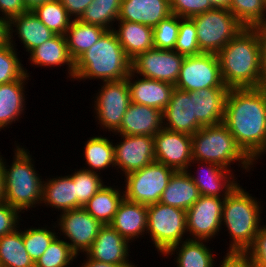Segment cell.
I'll use <instances>...</instances> for the list:
<instances>
[{"mask_svg":"<svg viewBox=\"0 0 266 267\" xmlns=\"http://www.w3.org/2000/svg\"><path fill=\"white\" fill-rule=\"evenodd\" d=\"M118 21H120V28L114 32L131 61L139 54L154 48L152 27L125 20Z\"/></svg>","mask_w":266,"mask_h":267,"instance_id":"d4e9b609","label":"cell"},{"mask_svg":"<svg viewBox=\"0 0 266 267\" xmlns=\"http://www.w3.org/2000/svg\"><path fill=\"white\" fill-rule=\"evenodd\" d=\"M71 178L75 183V197L77 208L83 207L90 198L103 186V182L97 172L80 170L75 172Z\"/></svg>","mask_w":266,"mask_h":267,"instance_id":"ab89813d","label":"cell"},{"mask_svg":"<svg viewBox=\"0 0 266 267\" xmlns=\"http://www.w3.org/2000/svg\"><path fill=\"white\" fill-rule=\"evenodd\" d=\"M60 3L67 10L68 15L75 16V19H79L84 10L93 0H59ZM75 14V15H74Z\"/></svg>","mask_w":266,"mask_h":267,"instance_id":"f907efd6","label":"cell"},{"mask_svg":"<svg viewBox=\"0 0 266 267\" xmlns=\"http://www.w3.org/2000/svg\"><path fill=\"white\" fill-rule=\"evenodd\" d=\"M87 258L88 260L86 261V263H83L84 265L82 264V267H135L134 265H117L96 261L94 259H91L88 255Z\"/></svg>","mask_w":266,"mask_h":267,"instance_id":"db71d44e","label":"cell"},{"mask_svg":"<svg viewBox=\"0 0 266 267\" xmlns=\"http://www.w3.org/2000/svg\"><path fill=\"white\" fill-rule=\"evenodd\" d=\"M162 116L168 121L163 128L169 131L194 135L203 127L195 119L194 97H190V92L177 88L173 89L169 104L163 110Z\"/></svg>","mask_w":266,"mask_h":267,"instance_id":"e0dca14e","label":"cell"},{"mask_svg":"<svg viewBox=\"0 0 266 267\" xmlns=\"http://www.w3.org/2000/svg\"><path fill=\"white\" fill-rule=\"evenodd\" d=\"M213 8L229 10L231 0H209Z\"/></svg>","mask_w":266,"mask_h":267,"instance_id":"6f0895ef","label":"cell"},{"mask_svg":"<svg viewBox=\"0 0 266 267\" xmlns=\"http://www.w3.org/2000/svg\"><path fill=\"white\" fill-rule=\"evenodd\" d=\"M26 151L17 146L11 167L6 169L3 163L5 202L19 212L42 200L43 182L37 176Z\"/></svg>","mask_w":266,"mask_h":267,"instance_id":"8992f818","label":"cell"},{"mask_svg":"<svg viewBox=\"0 0 266 267\" xmlns=\"http://www.w3.org/2000/svg\"><path fill=\"white\" fill-rule=\"evenodd\" d=\"M84 153L87 164L92 168V170L85 169L87 171L102 170L111 164L115 166L114 146L107 138H90L86 143Z\"/></svg>","mask_w":266,"mask_h":267,"instance_id":"74e56055","label":"cell"},{"mask_svg":"<svg viewBox=\"0 0 266 267\" xmlns=\"http://www.w3.org/2000/svg\"><path fill=\"white\" fill-rule=\"evenodd\" d=\"M0 11L4 13V18L9 21L27 12L22 0H0Z\"/></svg>","mask_w":266,"mask_h":267,"instance_id":"681fc988","label":"cell"},{"mask_svg":"<svg viewBox=\"0 0 266 267\" xmlns=\"http://www.w3.org/2000/svg\"><path fill=\"white\" fill-rule=\"evenodd\" d=\"M258 202L238 185L224 198L222 220L232 236L230 252H246L261 226Z\"/></svg>","mask_w":266,"mask_h":267,"instance_id":"277c9868","label":"cell"},{"mask_svg":"<svg viewBox=\"0 0 266 267\" xmlns=\"http://www.w3.org/2000/svg\"><path fill=\"white\" fill-rule=\"evenodd\" d=\"M131 62L114 30H106L99 40L74 62L73 78H99L103 82L123 80L131 72Z\"/></svg>","mask_w":266,"mask_h":267,"instance_id":"3957f363","label":"cell"},{"mask_svg":"<svg viewBox=\"0 0 266 267\" xmlns=\"http://www.w3.org/2000/svg\"><path fill=\"white\" fill-rule=\"evenodd\" d=\"M254 267H266V227H261L253 245L246 251Z\"/></svg>","mask_w":266,"mask_h":267,"instance_id":"bcb514c9","label":"cell"},{"mask_svg":"<svg viewBox=\"0 0 266 267\" xmlns=\"http://www.w3.org/2000/svg\"><path fill=\"white\" fill-rule=\"evenodd\" d=\"M174 172L172 168L154 161L126 174L125 199L147 206L158 203Z\"/></svg>","mask_w":266,"mask_h":267,"instance_id":"9c48e42d","label":"cell"},{"mask_svg":"<svg viewBox=\"0 0 266 267\" xmlns=\"http://www.w3.org/2000/svg\"><path fill=\"white\" fill-rule=\"evenodd\" d=\"M56 233L43 228H31L23 231V241L27 253L35 263L49 247Z\"/></svg>","mask_w":266,"mask_h":267,"instance_id":"7bdbcfd3","label":"cell"},{"mask_svg":"<svg viewBox=\"0 0 266 267\" xmlns=\"http://www.w3.org/2000/svg\"><path fill=\"white\" fill-rule=\"evenodd\" d=\"M109 225L127 241L142 235L147 231V205L124 198Z\"/></svg>","mask_w":266,"mask_h":267,"instance_id":"603a6c76","label":"cell"},{"mask_svg":"<svg viewBox=\"0 0 266 267\" xmlns=\"http://www.w3.org/2000/svg\"><path fill=\"white\" fill-rule=\"evenodd\" d=\"M10 43L9 20L0 17V48Z\"/></svg>","mask_w":266,"mask_h":267,"instance_id":"f5cc1de1","label":"cell"},{"mask_svg":"<svg viewBox=\"0 0 266 267\" xmlns=\"http://www.w3.org/2000/svg\"><path fill=\"white\" fill-rule=\"evenodd\" d=\"M34 65L53 66L67 64L70 76L74 75V61L71 59L65 35H55L29 52Z\"/></svg>","mask_w":266,"mask_h":267,"instance_id":"4316f807","label":"cell"},{"mask_svg":"<svg viewBox=\"0 0 266 267\" xmlns=\"http://www.w3.org/2000/svg\"><path fill=\"white\" fill-rule=\"evenodd\" d=\"M9 24L10 35L13 31L11 27L16 25L17 34L28 52L56 35L40 21L33 11H27L14 17Z\"/></svg>","mask_w":266,"mask_h":267,"instance_id":"484cf974","label":"cell"},{"mask_svg":"<svg viewBox=\"0 0 266 267\" xmlns=\"http://www.w3.org/2000/svg\"><path fill=\"white\" fill-rule=\"evenodd\" d=\"M60 230L71 240L68 243L77 255L78 251L87 252L96 239L103 224L90 215L83 207L62 212Z\"/></svg>","mask_w":266,"mask_h":267,"instance_id":"9a60e30c","label":"cell"},{"mask_svg":"<svg viewBox=\"0 0 266 267\" xmlns=\"http://www.w3.org/2000/svg\"><path fill=\"white\" fill-rule=\"evenodd\" d=\"M229 88H203L190 91L194 97L195 119L204 126L223 123L225 100Z\"/></svg>","mask_w":266,"mask_h":267,"instance_id":"44dd1931","label":"cell"},{"mask_svg":"<svg viewBox=\"0 0 266 267\" xmlns=\"http://www.w3.org/2000/svg\"><path fill=\"white\" fill-rule=\"evenodd\" d=\"M124 198L120 190L103 185L83 208L103 225H109Z\"/></svg>","mask_w":266,"mask_h":267,"instance_id":"1f68e13d","label":"cell"},{"mask_svg":"<svg viewBox=\"0 0 266 267\" xmlns=\"http://www.w3.org/2000/svg\"><path fill=\"white\" fill-rule=\"evenodd\" d=\"M200 197L188 171H175L159 202L187 211Z\"/></svg>","mask_w":266,"mask_h":267,"instance_id":"cb8c5ba5","label":"cell"},{"mask_svg":"<svg viewBox=\"0 0 266 267\" xmlns=\"http://www.w3.org/2000/svg\"><path fill=\"white\" fill-rule=\"evenodd\" d=\"M27 74L26 71L19 80L0 85V129L17 120L24 110L25 97L22 84L29 77Z\"/></svg>","mask_w":266,"mask_h":267,"instance_id":"f1b7e54d","label":"cell"},{"mask_svg":"<svg viewBox=\"0 0 266 267\" xmlns=\"http://www.w3.org/2000/svg\"><path fill=\"white\" fill-rule=\"evenodd\" d=\"M162 111L131 102L123 117L120 135H146L154 137L164 126Z\"/></svg>","mask_w":266,"mask_h":267,"instance_id":"d6986e66","label":"cell"},{"mask_svg":"<svg viewBox=\"0 0 266 267\" xmlns=\"http://www.w3.org/2000/svg\"><path fill=\"white\" fill-rule=\"evenodd\" d=\"M147 230L155 247L165 254L172 246L182 243L187 231L186 211L160 202L148 205Z\"/></svg>","mask_w":266,"mask_h":267,"instance_id":"ba28073f","label":"cell"},{"mask_svg":"<svg viewBox=\"0 0 266 267\" xmlns=\"http://www.w3.org/2000/svg\"><path fill=\"white\" fill-rule=\"evenodd\" d=\"M222 200L215 196L200 195L199 199L186 211L187 232L195 236L194 240L206 242L219 232L224 198Z\"/></svg>","mask_w":266,"mask_h":267,"instance_id":"4fadbf2b","label":"cell"},{"mask_svg":"<svg viewBox=\"0 0 266 267\" xmlns=\"http://www.w3.org/2000/svg\"><path fill=\"white\" fill-rule=\"evenodd\" d=\"M213 9L209 0H170L171 13L180 18H191Z\"/></svg>","mask_w":266,"mask_h":267,"instance_id":"f6af8a7d","label":"cell"},{"mask_svg":"<svg viewBox=\"0 0 266 267\" xmlns=\"http://www.w3.org/2000/svg\"><path fill=\"white\" fill-rule=\"evenodd\" d=\"M105 31L106 29L101 26L87 24L78 19H73L65 34L71 59L75 62L99 40Z\"/></svg>","mask_w":266,"mask_h":267,"instance_id":"83f0119b","label":"cell"},{"mask_svg":"<svg viewBox=\"0 0 266 267\" xmlns=\"http://www.w3.org/2000/svg\"><path fill=\"white\" fill-rule=\"evenodd\" d=\"M185 56L175 50L151 48L132 60L131 71L145 78L168 82L175 86Z\"/></svg>","mask_w":266,"mask_h":267,"instance_id":"8fae6325","label":"cell"},{"mask_svg":"<svg viewBox=\"0 0 266 267\" xmlns=\"http://www.w3.org/2000/svg\"><path fill=\"white\" fill-rule=\"evenodd\" d=\"M208 164L209 167H207V173H205L206 171L204 172V175L206 176H198L197 178L194 175H190L192 181L198 187L200 195L215 196L220 198V196H222L220 195L221 191H224L221 188L224 189L225 187L223 198L227 197L238 186V183H236L234 180L231 181L228 179L229 177H227V174H230L231 172L230 169L228 170L211 162H208Z\"/></svg>","mask_w":266,"mask_h":267,"instance_id":"4dcf8cb0","label":"cell"},{"mask_svg":"<svg viewBox=\"0 0 266 267\" xmlns=\"http://www.w3.org/2000/svg\"><path fill=\"white\" fill-rule=\"evenodd\" d=\"M123 142L114 146L115 166L125 174L142 169L155 161L154 138L146 135H122Z\"/></svg>","mask_w":266,"mask_h":267,"instance_id":"2e32d148","label":"cell"},{"mask_svg":"<svg viewBox=\"0 0 266 267\" xmlns=\"http://www.w3.org/2000/svg\"><path fill=\"white\" fill-rule=\"evenodd\" d=\"M120 9L121 0H93L78 20L110 30V23L118 21Z\"/></svg>","mask_w":266,"mask_h":267,"instance_id":"e575fe53","label":"cell"},{"mask_svg":"<svg viewBox=\"0 0 266 267\" xmlns=\"http://www.w3.org/2000/svg\"><path fill=\"white\" fill-rule=\"evenodd\" d=\"M86 254L96 261L132 265L128 257V241L110 225H103Z\"/></svg>","mask_w":266,"mask_h":267,"instance_id":"ac0fdd59","label":"cell"},{"mask_svg":"<svg viewBox=\"0 0 266 267\" xmlns=\"http://www.w3.org/2000/svg\"><path fill=\"white\" fill-rule=\"evenodd\" d=\"M180 19L182 18L171 14L153 28V43L155 48L174 50L179 33Z\"/></svg>","mask_w":266,"mask_h":267,"instance_id":"b9f144b4","label":"cell"},{"mask_svg":"<svg viewBox=\"0 0 266 267\" xmlns=\"http://www.w3.org/2000/svg\"><path fill=\"white\" fill-rule=\"evenodd\" d=\"M223 124L252 161L266 152V86L230 88Z\"/></svg>","mask_w":266,"mask_h":267,"instance_id":"6da1fadb","label":"cell"},{"mask_svg":"<svg viewBox=\"0 0 266 267\" xmlns=\"http://www.w3.org/2000/svg\"><path fill=\"white\" fill-rule=\"evenodd\" d=\"M153 138L155 161L175 171H187L193 162L191 135L162 128Z\"/></svg>","mask_w":266,"mask_h":267,"instance_id":"5bb4252c","label":"cell"},{"mask_svg":"<svg viewBox=\"0 0 266 267\" xmlns=\"http://www.w3.org/2000/svg\"><path fill=\"white\" fill-rule=\"evenodd\" d=\"M27 11L34 10L37 6L52 0H22Z\"/></svg>","mask_w":266,"mask_h":267,"instance_id":"11a10c76","label":"cell"},{"mask_svg":"<svg viewBox=\"0 0 266 267\" xmlns=\"http://www.w3.org/2000/svg\"><path fill=\"white\" fill-rule=\"evenodd\" d=\"M170 0H121L118 20L154 28L171 15Z\"/></svg>","mask_w":266,"mask_h":267,"instance_id":"ffe728a7","label":"cell"},{"mask_svg":"<svg viewBox=\"0 0 266 267\" xmlns=\"http://www.w3.org/2000/svg\"><path fill=\"white\" fill-rule=\"evenodd\" d=\"M12 36L10 43L0 48V85L19 80L25 74L13 48Z\"/></svg>","mask_w":266,"mask_h":267,"instance_id":"60d3db41","label":"cell"},{"mask_svg":"<svg viewBox=\"0 0 266 267\" xmlns=\"http://www.w3.org/2000/svg\"><path fill=\"white\" fill-rule=\"evenodd\" d=\"M56 236L49 247L35 262L34 267H67L70 261L76 258V254L71 250L68 242L58 240Z\"/></svg>","mask_w":266,"mask_h":267,"instance_id":"f35d334b","label":"cell"},{"mask_svg":"<svg viewBox=\"0 0 266 267\" xmlns=\"http://www.w3.org/2000/svg\"><path fill=\"white\" fill-rule=\"evenodd\" d=\"M192 140V161L215 163L224 168L231 161L241 160L243 168L249 169L253 161L242 151L233 138L230 130L223 124L204 126L194 135ZM203 161V162H202Z\"/></svg>","mask_w":266,"mask_h":267,"instance_id":"5b68a950","label":"cell"},{"mask_svg":"<svg viewBox=\"0 0 266 267\" xmlns=\"http://www.w3.org/2000/svg\"><path fill=\"white\" fill-rule=\"evenodd\" d=\"M35 263L27 253L23 232L15 229L0 237V267H34Z\"/></svg>","mask_w":266,"mask_h":267,"instance_id":"d6a6232c","label":"cell"},{"mask_svg":"<svg viewBox=\"0 0 266 267\" xmlns=\"http://www.w3.org/2000/svg\"><path fill=\"white\" fill-rule=\"evenodd\" d=\"M3 202H5L3 160H2V157H0V204Z\"/></svg>","mask_w":266,"mask_h":267,"instance_id":"9f6ffc18","label":"cell"},{"mask_svg":"<svg viewBox=\"0 0 266 267\" xmlns=\"http://www.w3.org/2000/svg\"><path fill=\"white\" fill-rule=\"evenodd\" d=\"M18 210L6 202L0 204V237L13 232L18 223Z\"/></svg>","mask_w":266,"mask_h":267,"instance_id":"7dc6e473","label":"cell"},{"mask_svg":"<svg viewBox=\"0 0 266 267\" xmlns=\"http://www.w3.org/2000/svg\"><path fill=\"white\" fill-rule=\"evenodd\" d=\"M175 88L187 92L203 88H228L222 80L218 55L201 53L185 56Z\"/></svg>","mask_w":266,"mask_h":267,"instance_id":"30bf717a","label":"cell"},{"mask_svg":"<svg viewBox=\"0 0 266 267\" xmlns=\"http://www.w3.org/2000/svg\"><path fill=\"white\" fill-rule=\"evenodd\" d=\"M229 11L246 28L266 25V0H231Z\"/></svg>","mask_w":266,"mask_h":267,"instance_id":"8d00e7d4","label":"cell"},{"mask_svg":"<svg viewBox=\"0 0 266 267\" xmlns=\"http://www.w3.org/2000/svg\"><path fill=\"white\" fill-rule=\"evenodd\" d=\"M100 92L95 101L97 117L102 126L116 132L131 103L127 79L105 82Z\"/></svg>","mask_w":266,"mask_h":267,"instance_id":"7c38bea8","label":"cell"},{"mask_svg":"<svg viewBox=\"0 0 266 267\" xmlns=\"http://www.w3.org/2000/svg\"><path fill=\"white\" fill-rule=\"evenodd\" d=\"M181 20L179 21V33L174 50L184 56L201 54L194 22L190 18H182Z\"/></svg>","mask_w":266,"mask_h":267,"instance_id":"ee69618b","label":"cell"},{"mask_svg":"<svg viewBox=\"0 0 266 267\" xmlns=\"http://www.w3.org/2000/svg\"><path fill=\"white\" fill-rule=\"evenodd\" d=\"M181 247V248H180ZM172 246L165 254L168 255L179 248L177 267H213V255L201 240L186 239L182 246Z\"/></svg>","mask_w":266,"mask_h":267,"instance_id":"836d02e7","label":"cell"},{"mask_svg":"<svg viewBox=\"0 0 266 267\" xmlns=\"http://www.w3.org/2000/svg\"><path fill=\"white\" fill-rule=\"evenodd\" d=\"M54 34L65 35L71 20L59 0L47 1L32 10Z\"/></svg>","mask_w":266,"mask_h":267,"instance_id":"d590c367","label":"cell"},{"mask_svg":"<svg viewBox=\"0 0 266 267\" xmlns=\"http://www.w3.org/2000/svg\"><path fill=\"white\" fill-rule=\"evenodd\" d=\"M196 27L201 53L218 54L242 30L244 25L227 9H217L190 18Z\"/></svg>","mask_w":266,"mask_h":267,"instance_id":"52a82bcc","label":"cell"},{"mask_svg":"<svg viewBox=\"0 0 266 267\" xmlns=\"http://www.w3.org/2000/svg\"><path fill=\"white\" fill-rule=\"evenodd\" d=\"M221 76L226 87H263L261 74V41L258 28H244L217 54Z\"/></svg>","mask_w":266,"mask_h":267,"instance_id":"7a4b0ae2","label":"cell"},{"mask_svg":"<svg viewBox=\"0 0 266 267\" xmlns=\"http://www.w3.org/2000/svg\"><path fill=\"white\" fill-rule=\"evenodd\" d=\"M134 73L128 75L127 83L130 89L131 102L150 106L163 112L170 101L175 86L168 82L145 78L131 82Z\"/></svg>","mask_w":266,"mask_h":267,"instance_id":"7402d4cb","label":"cell"},{"mask_svg":"<svg viewBox=\"0 0 266 267\" xmlns=\"http://www.w3.org/2000/svg\"><path fill=\"white\" fill-rule=\"evenodd\" d=\"M261 41V74L263 86H266V25L257 27Z\"/></svg>","mask_w":266,"mask_h":267,"instance_id":"816d5d0a","label":"cell"},{"mask_svg":"<svg viewBox=\"0 0 266 267\" xmlns=\"http://www.w3.org/2000/svg\"><path fill=\"white\" fill-rule=\"evenodd\" d=\"M220 267H254V264L246 252L228 251Z\"/></svg>","mask_w":266,"mask_h":267,"instance_id":"c3c4849f","label":"cell"},{"mask_svg":"<svg viewBox=\"0 0 266 267\" xmlns=\"http://www.w3.org/2000/svg\"><path fill=\"white\" fill-rule=\"evenodd\" d=\"M42 200L57 209L67 211L77 208L75 183L71 176L53 178L46 183L43 181Z\"/></svg>","mask_w":266,"mask_h":267,"instance_id":"f546056e","label":"cell"}]
</instances>
